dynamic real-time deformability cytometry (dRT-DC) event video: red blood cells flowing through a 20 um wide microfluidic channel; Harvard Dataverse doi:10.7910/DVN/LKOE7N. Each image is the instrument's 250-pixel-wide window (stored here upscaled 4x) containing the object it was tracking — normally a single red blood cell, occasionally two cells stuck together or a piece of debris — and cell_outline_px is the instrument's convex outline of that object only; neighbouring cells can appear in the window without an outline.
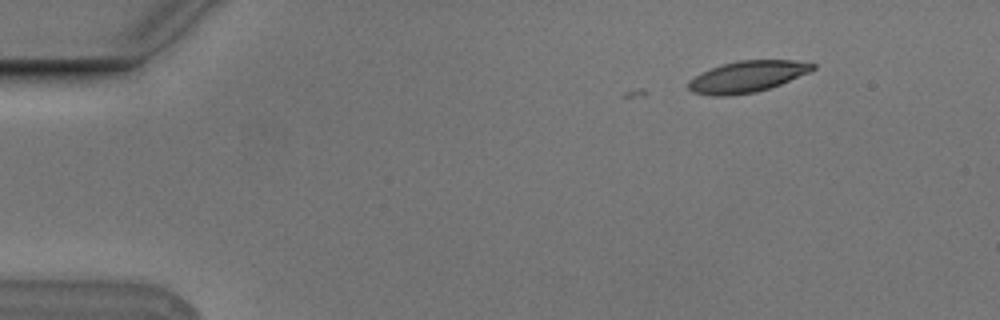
{"species": "Egyptian fruit bat (a non-hibernating species)", "species_latin": "Rousettus aegyptiacus", "temperature_condition": "cold", "stored_images_in_passage": 5, "camera_frame_rate_fps": 3000, "um_per_image_px": 0.085, "animal": {"sex": "male"}, "frame": {"image": 1, "passage_image": 5, "time_ms": 1.333, "image_size_px": [1000, 320], "cell_outline_px": [[816, 68], [808, 72], [780, 84], [756, 92], [728, 96], [712, 96], [692, 92], [688, 88], [688, 80], [712, 68], [724, 64], [740, 60], [796, 60], [816, 64]], "centroid_in_image_um": [63.51, 6.52], "position_along_channel_um": 21.5, "area_um2": 22.43}}